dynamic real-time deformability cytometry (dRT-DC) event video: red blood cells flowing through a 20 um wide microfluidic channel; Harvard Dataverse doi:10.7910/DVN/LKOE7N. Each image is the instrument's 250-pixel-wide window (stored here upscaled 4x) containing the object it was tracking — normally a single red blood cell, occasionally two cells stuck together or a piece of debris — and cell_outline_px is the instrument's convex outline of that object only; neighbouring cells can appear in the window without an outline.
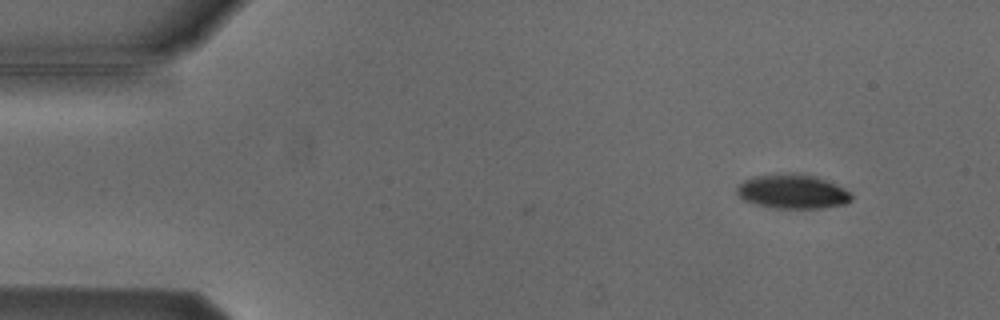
{"species": "Egyptian fruit bat (a non-hibernating species)", "species_latin": "Rousettus aegyptiacus", "temperature_condition": "cold", "stored_images_in_passage": 2, "camera_frame_rate_fps": 3000, "um_per_image_px": 0.085, "animal": {"sex": "male"}, "frame": {"image": 1, "passage_image": 2, "time_ms": 1.333, "image_size_px": [1000, 320], "cell_outline_px": [[852, 200], [844, 204], [820, 208], [776, 208], [756, 204], [744, 200], [736, 196], [736, 188], [744, 180], [752, 176], [812, 176], [836, 184], [852, 192]], "centroid_in_image_um": [67.36, 16.33], "position_along_channel_um": 17.6, "area_um2": 22.08}}